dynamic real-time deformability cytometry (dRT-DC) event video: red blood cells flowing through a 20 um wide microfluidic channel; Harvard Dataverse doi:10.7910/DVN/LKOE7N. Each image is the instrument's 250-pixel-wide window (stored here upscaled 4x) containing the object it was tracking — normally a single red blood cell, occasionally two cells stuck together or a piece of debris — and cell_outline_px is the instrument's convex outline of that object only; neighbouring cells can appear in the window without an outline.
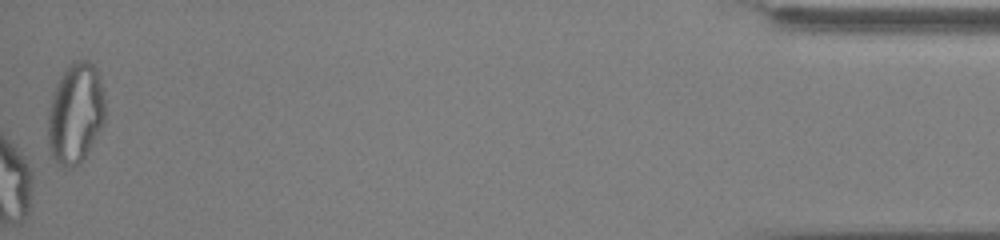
{"species": "common noctule bat (a hibernating species)", "species_latin": "Nyctalus noctula", "temperature_condition": "cold", "stored_images_in_passage": 52, "camera_frame_rate_fps": 3000, "um_per_image_px": 0.085, "animal": {"sex": "male", "body_mass_g": 13.0, "forearm_length_mm": 53.1}, "frame": {"image": 1, "passage_image": 52, "time_ms": 17.0, "image_size_px": [1000, 240], "cell_outline_px": [[104, 124], [80, 164], [68, 168], [64, 168], [52, 156], [48, 144], [48, 112], [52, 96], [60, 76], [72, 60], [88, 60], [96, 68], [100, 80], [104, 96]], "centroid_in_image_um": [6.41, 9.63], "position_along_channel_um": 428.8, "area_um2": 33.41}, "authors_computed_cell_mechanics": {"area_um2": 25.9233, "velocity_mm_per_s": 3.8898, "shape_relaxation_time_tau1_ms": null, "shape_relaxation_time_tau2_ms": 3.8704, "deformation_change_tau1": null, "deformation_change_tau2": 0.106}}